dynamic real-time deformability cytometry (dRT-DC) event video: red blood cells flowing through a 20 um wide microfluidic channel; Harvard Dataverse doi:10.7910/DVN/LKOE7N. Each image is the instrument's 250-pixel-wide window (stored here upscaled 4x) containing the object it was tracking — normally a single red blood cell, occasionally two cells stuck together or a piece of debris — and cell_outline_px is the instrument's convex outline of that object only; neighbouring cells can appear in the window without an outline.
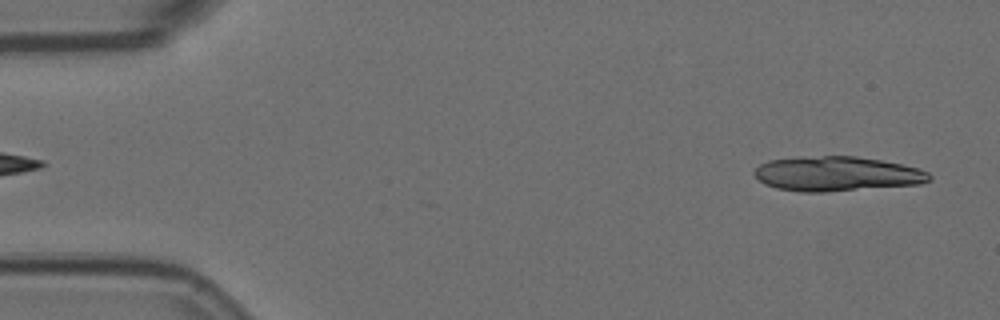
{"species": "Egyptian fruit bat (a non-hibernating species)", "species_latin": "Rousettus aegyptiacus", "temperature_condition": "room temperature", "stored_images_in_passage": 14, "camera_frame_rate_fps": 3000, "um_per_image_px": 0.085, "animal": {"sex": "female"}, "frame": {"image": 1, "passage_image": 2, "time_ms": 0.333, "image_size_px": [1000, 320], "cell_outline_px": [[932, 180], [920, 184], [824, 192], [800, 192], [776, 188], [764, 184], [752, 172], [760, 164], [768, 160], [824, 156], [856, 156], [880, 160], [900, 164], [916, 168], [928, 172], [932, 176]], "centroid_in_image_um": [71.13, 14.79], "position_along_channel_um": 13.9, "area_um2": 35.14}}